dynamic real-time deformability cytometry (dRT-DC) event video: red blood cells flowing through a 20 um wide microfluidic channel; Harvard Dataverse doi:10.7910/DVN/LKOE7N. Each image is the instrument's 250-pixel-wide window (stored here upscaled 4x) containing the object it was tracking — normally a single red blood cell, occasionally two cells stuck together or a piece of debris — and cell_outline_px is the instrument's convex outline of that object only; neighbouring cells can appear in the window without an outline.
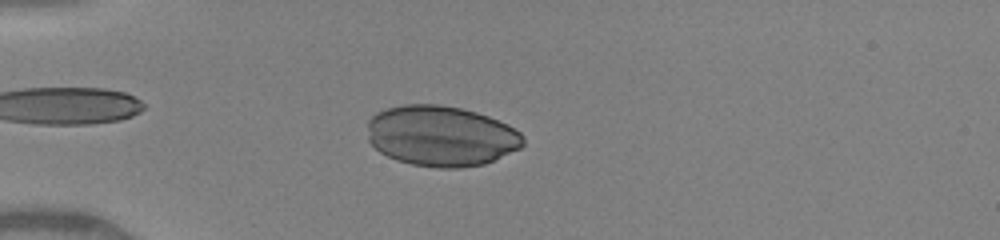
{"species": "human", "species_latin": "Homo sapiens", "temperature_condition": "warm", "stored_images_in_passage": 44, "camera_frame_rate_fps": 3000, "um_per_image_px": 0.085, "donor": {"sex": "female"}, "frame": {"image": 1, "passage_image": 13, "time_ms": 4.0, "image_size_px": [1000, 240], "cell_outline_px": [[524, 144], [520, 148], [484, 164], [460, 168], [436, 168], [412, 164], [396, 160], [380, 152], [368, 140], [368, 120], [376, 112], [388, 108], [404, 104], [440, 104], [460, 108], [476, 112], [488, 116], [508, 124], [520, 132], [524, 136]], "centroid_in_image_um": [37.49, 11.55], "position_along_channel_um": 47.5, "area_um2": 55.14}}
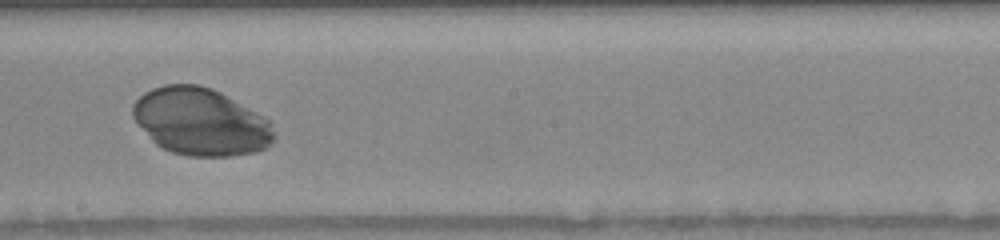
{"frame": {"image": 2, "passage_image": 28, "time_ms": 9.0, "image_size_px": [1000, 240], "cell_outline_px": [[276, 136], [272, 144], [256, 152], [232, 156], [188, 156], [172, 152], [156, 144], [152, 140], [132, 116], [132, 104], [144, 92], [152, 88], [164, 84], [196, 84], [212, 88], [220, 92], [264, 116], [268, 120], [276, 132]], "centroid_in_image_um": [17.07, 10.35], "position_along_channel_um": 231.1, "area_um2": 55.49}}
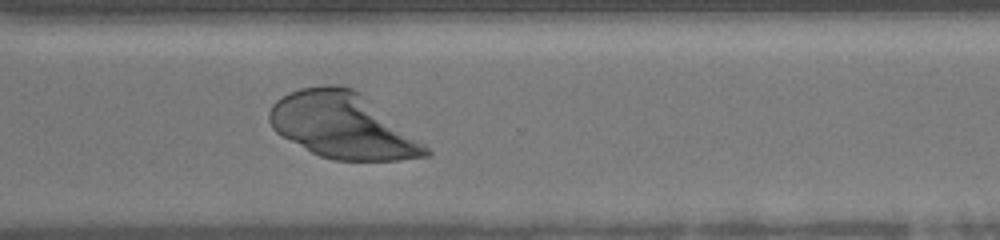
{"frame": {"image": 3, "passage_image": 36, "time_ms": 11.667, "image_size_px": [1000, 240], "cell_outline_px": [[432, 152], [428, 156], [400, 160], [332, 160], [320, 156], [312, 152], [276, 132], [272, 128], [268, 120], [268, 112], [272, 104], [276, 100], [288, 92], [300, 88], [324, 84], [340, 84], [352, 88], [420, 140]], "centroid_in_image_um": [29.07, 10.68], "position_along_channel_um": 341.5, "area_um2": 58.96}}